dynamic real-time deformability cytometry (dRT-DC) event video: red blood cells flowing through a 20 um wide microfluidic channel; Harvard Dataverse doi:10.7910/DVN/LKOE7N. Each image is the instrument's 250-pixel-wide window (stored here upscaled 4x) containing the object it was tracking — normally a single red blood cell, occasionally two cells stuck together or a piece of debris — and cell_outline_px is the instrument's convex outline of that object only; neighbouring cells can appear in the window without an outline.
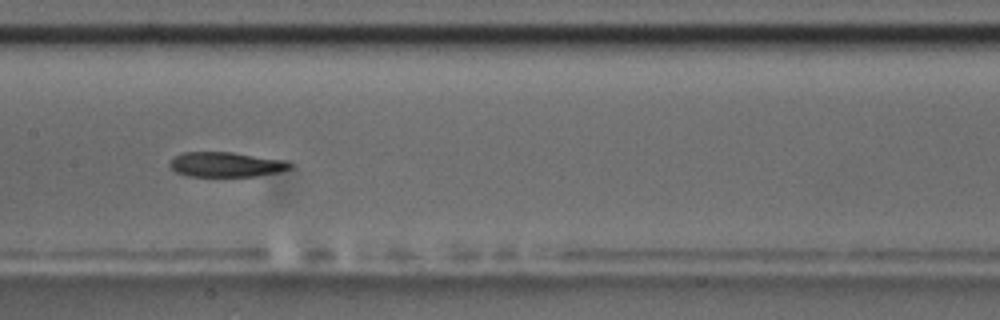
{"species": "common noctule bat (a hibernating species)", "species_latin": "Nyctalus noctula", "temperature_condition": "room temperature", "stored_images_in_passage": 9, "camera_frame_rate_fps": 3000, "um_per_image_px": 0.085, "animal": {"sex": "male", "body_mass_g": 17.5, "forearm_length_mm": 52.3}, "frame": {"image": 1, "passage_image": 9, "time_ms": 9.333, "image_size_px": [1000, 320], "cell_outline_px": [[292, 168], [276, 172], [256, 176], [188, 176], [176, 172], [168, 164], [168, 160], [180, 152], [232, 152], [288, 160], [292, 164]], "centroid_in_image_um": [19.19, 13.97], "position_along_channel_um": 188.2, "area_um2": 17.63}}